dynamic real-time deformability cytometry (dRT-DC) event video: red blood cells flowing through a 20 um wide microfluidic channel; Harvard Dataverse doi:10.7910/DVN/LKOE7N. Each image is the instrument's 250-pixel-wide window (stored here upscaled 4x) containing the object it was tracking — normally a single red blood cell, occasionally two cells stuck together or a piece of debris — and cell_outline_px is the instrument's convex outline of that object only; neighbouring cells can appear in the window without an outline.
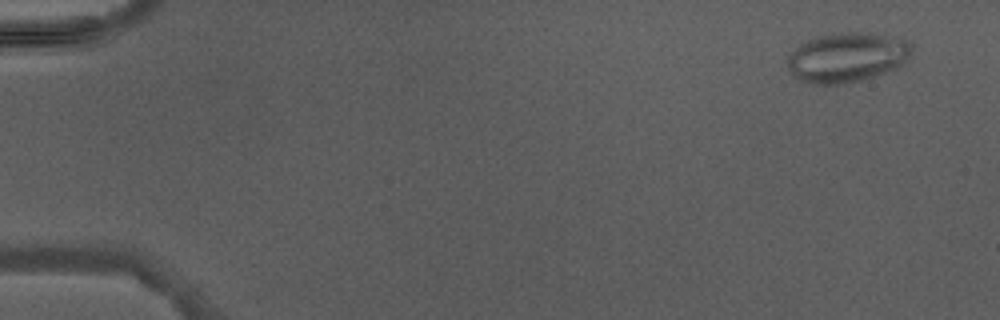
{"species": "Egyptian fruit bat (a non-hibernating species)", "species_latin": "Rousettus aegyptiacus", "temperature_condition": "warm", "stored_images_in_passage": 4, "camera_frame_rate_fps": 3000, "um_per_image_px": 0.085, "animal": {"sex": "male"}, "frame": {"image": 1, "passage_image": 1, "time_ms": 0.0, "image_size_px": [1000, 320], "cell_outline_px": [[912, 52], [908, 60], [896, 68], [876, 76], [860, 80], [840, 84], [820, 84], [800, 80], [788, 68], [784, 60], [800, 44], [816, 36], [848, 32], [872, 32], [908, 40]], "centroid_in_image_um": [72.01, 4.86], "position_along_channel_um": 13.0, "area_um2": 35.95}}